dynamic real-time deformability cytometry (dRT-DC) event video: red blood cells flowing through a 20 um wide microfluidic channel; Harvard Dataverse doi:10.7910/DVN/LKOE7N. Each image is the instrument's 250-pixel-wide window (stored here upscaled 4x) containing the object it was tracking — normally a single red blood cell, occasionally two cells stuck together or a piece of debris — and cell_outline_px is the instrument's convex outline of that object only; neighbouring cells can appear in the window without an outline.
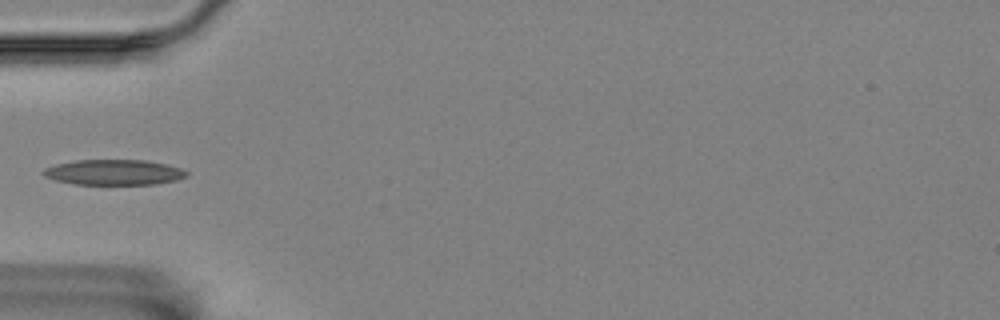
{"species": "Egyptian fruit bat (a non-hibernating species)", "species_latin": "Rousettus aegyptiacus", "temperature_condition": "room temperature", "stored_images_in_passage": 4, "camera_frame_rate_fps": 3000, "um_per_image_px": 0.085, "animal": {"sex": "female"}, "frame": {"image": 1, "passage_image": 4, "time_ms": 1.0, "image_size_px": [1000, 320], "cell_outline_px": [[188, 176], [176, 180], [156, 184], [72, 184], [56, 180], [44, 176], [40, 172], [44, 168], [56, 164], [76, 160], [144, 160], [164, 164], [180, 168], [188, 172]], "centroid_in_image_um": [9.65, 14.64], "position_along_channel_um": 75.3, "area_um2": 21.15}}